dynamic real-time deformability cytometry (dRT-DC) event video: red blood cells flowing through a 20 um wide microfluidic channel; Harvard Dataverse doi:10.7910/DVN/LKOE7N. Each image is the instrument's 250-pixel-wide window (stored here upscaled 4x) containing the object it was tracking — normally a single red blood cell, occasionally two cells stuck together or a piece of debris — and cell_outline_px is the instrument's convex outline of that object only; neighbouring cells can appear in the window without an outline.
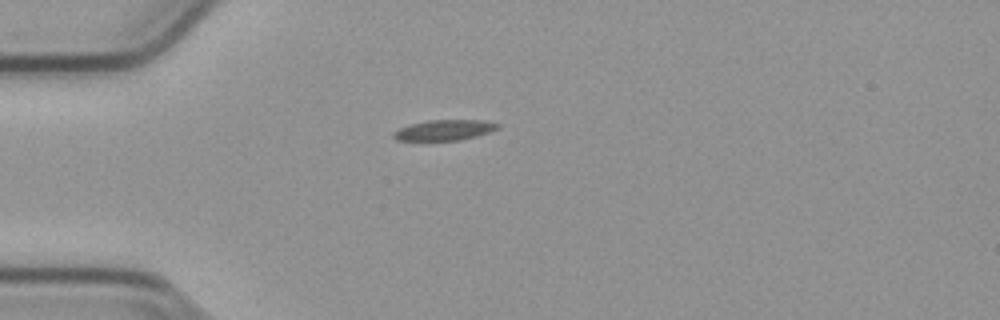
{"species": "common noctule bat (a hibernating species)", "species_latin": "Nyctalus noctula", "temperature_condition": "cold", "stored_images_in_passage": 41, "camera_frame_rate_fps": 3000, "um_per_image_px": 0.085, "animal": {"sex": "male", "body_mass_g": 23.1, "forearm_length_mm": 52.7}, "frame": {"image": 1, "passage_image": 1, "time_ms": 0.0, "image_size_px": [1000, 320], "cell_outline_px": [[500, 124], [496, 128], [488, 132], [476, 136], [460, 140], [396, 140], [392, 136], [392, 132], [408, 124], [428, 120], [484, 120]], "centroid_in_image_um": [37.72, 11.05], "position_along_channel_um": 47.3, "area_um2": 12.37}}
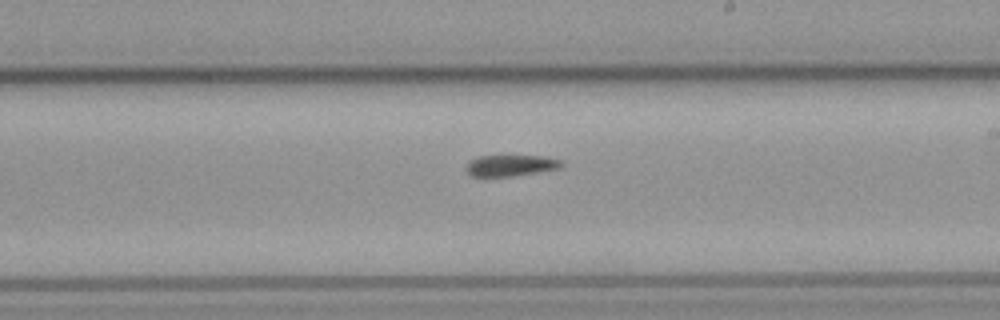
{"frame": {"image": 2, "passage_image": 18, "time_ms": 5.667, "image_size_px": [1000, 320], "cell_outline_px": [[564, 164], [560, 168], [512, 176], [472, 176], [464, 168], [472, 160], [480, 156], [540, 156], [560, 160]], "centroid_in_image_um": [43.41, 14.07], "position_along_channel_um": 245.6, "area_um2": 11.5}}
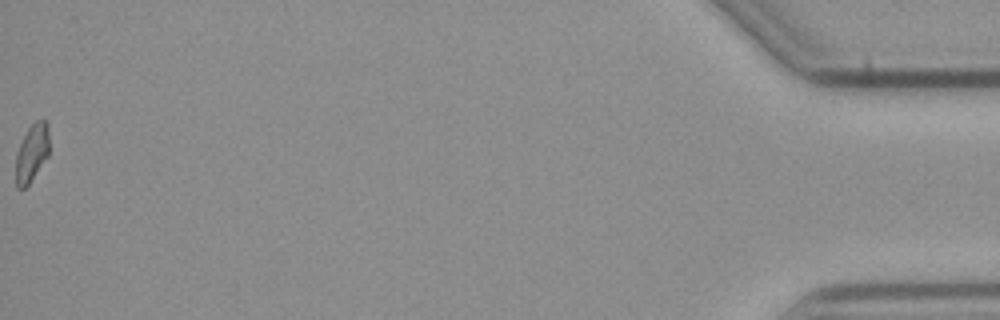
{"frame": {"image": 3, "passage_image": 41, "time_ms": 13.333, "image_size_px": [1000, 320], "cell_outline_px": [[48, 156], [28, 184], [24, 188], [16, 188], [16, 156], [20, 144], [28, 128], [36, 120], [44, 120], [48, 124]], "centroid_in_image_um": [2.7, 12.99], "position_along_channel_um": 432.5, "area_um2": 10.98}, "authors_computed_cell_mechanics": {"area_um2": 12.3692, "velocity_mm_per_s": 3.7983, "shape_relaxation_time_tau1_ms": null, "shape_relaxation_time_tau2_ms": 9.9979, "deformation_change_tau1": null, "deformation_change_tau2": 0.1655}}